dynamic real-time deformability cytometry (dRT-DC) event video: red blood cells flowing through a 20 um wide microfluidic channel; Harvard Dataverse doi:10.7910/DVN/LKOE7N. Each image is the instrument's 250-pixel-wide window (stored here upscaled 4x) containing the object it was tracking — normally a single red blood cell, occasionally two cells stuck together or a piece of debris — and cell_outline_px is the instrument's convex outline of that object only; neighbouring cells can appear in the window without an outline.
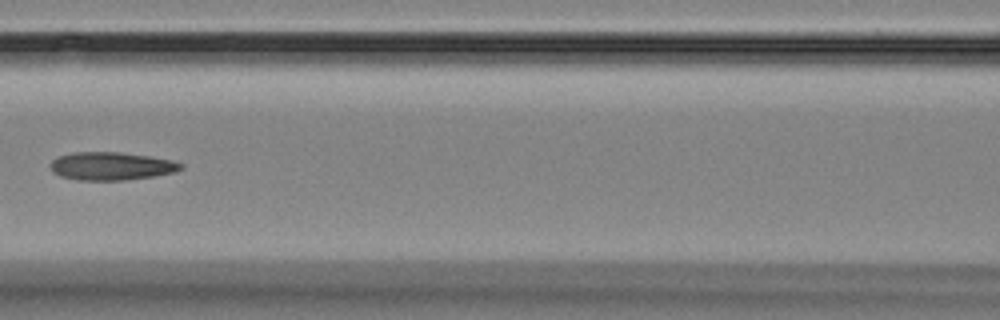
{"species": "Egyptian fruit bat (a non-hibernating species)", "species_latin": "Rousettus aegyptiacus", "temperature_condition": "room temperature", "stored_images_in_passage": 6, "camera_frame_rate_fps": 3000, "um_per_image_px": 0.085, "animal": {"sex": "female"}, "frame": {"image": 1, "passage_image": 6, "time_ms": 7.333, "image_size_px": [1000, 320], "cell_outline_px": [[184, 168], [176, 172], [152, 176], [124, 180], [80, 180], [60, 176], [52, 172], [48, 164], [56, 156], [72, 152], [120, 152], [148, 156], [172, 160], [184, 164]], "centroid_in_image_um": [9.43, 14.11], "position_along_channel_um": 157.2, "area_um2": 21.5}}